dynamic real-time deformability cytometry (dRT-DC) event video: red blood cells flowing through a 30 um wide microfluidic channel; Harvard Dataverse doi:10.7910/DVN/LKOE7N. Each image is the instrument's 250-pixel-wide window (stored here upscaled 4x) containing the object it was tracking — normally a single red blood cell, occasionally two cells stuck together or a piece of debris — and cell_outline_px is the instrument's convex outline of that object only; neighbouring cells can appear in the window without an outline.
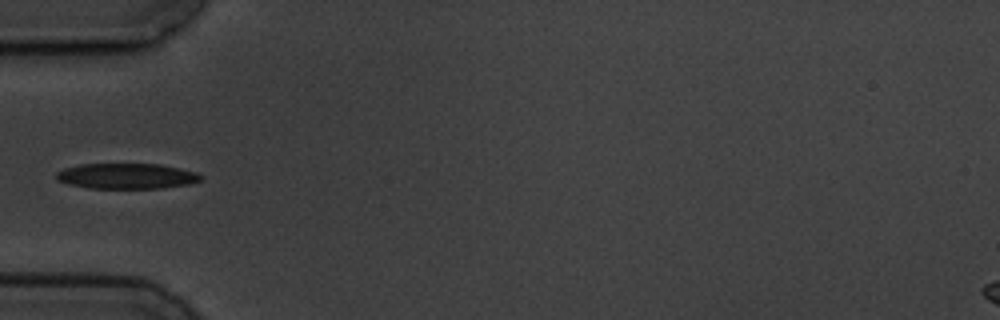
{"species": "common noctule bat (a hibernating species)", "species_latin": "Nyctalus noctula", "temperature_condition": "cold", "stored_images_in_passage": 5, "camera_frame_rate_fps": 3000, "um_per_image_px": 0.085, "animal": {"sex": "male", "body_mass_g": 19.5, "forearm_length_mm": 54.6}, "frame": {"image": 1, "passage_image": 5, "time_ms": 4.667, "image_size_px": [1000, 320], "cell_outline_px": [[200, 180], [188, 184], [160, 188], [88, 188], [68, 184], [56, 180], [56, 172], [64, 168], [80, 164], [160, 164], [180, 168], [196, 172], [200, 176]], "centroid_in_image_um": [10.71, 14.96], "position_along_channel_um": 74.3, "area_um2": 21.39}}